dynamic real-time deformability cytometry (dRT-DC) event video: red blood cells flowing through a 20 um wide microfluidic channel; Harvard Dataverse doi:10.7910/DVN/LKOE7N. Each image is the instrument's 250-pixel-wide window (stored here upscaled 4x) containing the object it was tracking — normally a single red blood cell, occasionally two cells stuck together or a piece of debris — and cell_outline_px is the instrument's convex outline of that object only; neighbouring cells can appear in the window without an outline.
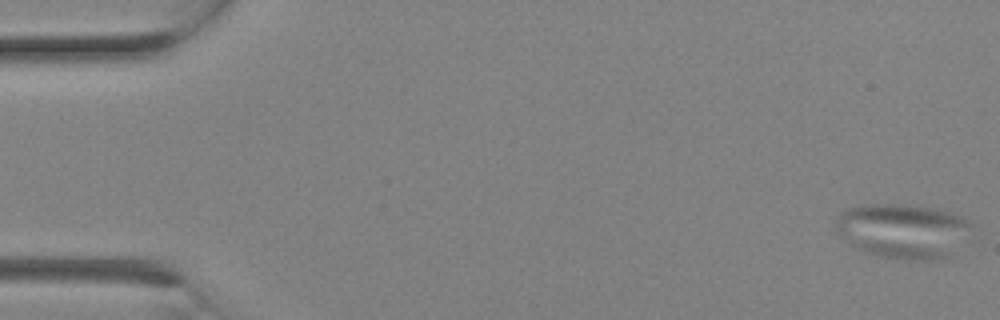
{"species": "Egyptian fruit bat (a non-hibernating species)", "species_latin": "Rousettus aegyptiacus", "temperature_condition": "room temperature", "stored_images_in_passage": 3, "camera_frame_rate_fps": 3000, "um_per_image_px": 0.085, "animal": {"sex": "female"}, "frame": {"image": 1, "passage_image": 1, "time_ms": 0.0, "image_size_px": [1000, 320], "cell_outline_px": [[972, 224], [944, 256], [936, 260], [908, 260], [880, 256], [864, 252], [856, 248], [836, 232], [836, 220], [840, 212], [848, 208], [864, 204], [896, 204], [932, 208], [952, 212], [968, 216]], "centroid_in_image_um": [76.65, 19.59], "position_along_channel_um": 8.3, "area_um2": 42.37}}